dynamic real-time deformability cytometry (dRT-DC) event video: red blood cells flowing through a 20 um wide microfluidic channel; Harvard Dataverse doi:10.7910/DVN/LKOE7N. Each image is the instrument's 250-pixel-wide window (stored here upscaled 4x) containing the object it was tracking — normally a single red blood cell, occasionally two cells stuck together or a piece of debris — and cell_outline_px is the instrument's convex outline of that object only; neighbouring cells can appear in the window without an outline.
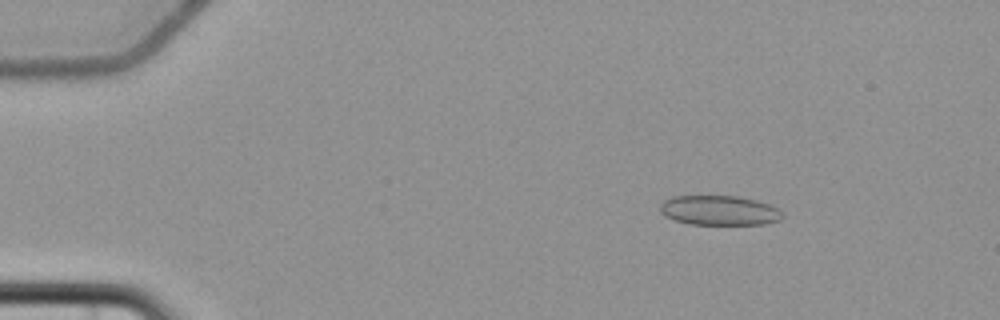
{"species": "common noctule bat (a hibernating species)", "species_latin": "Nyctalus noctula", "temperature_condition": "cold", "stored_images_in_passage": 5, "camera_frame_rate_fps": 3000, "um_per_image_px": 0.085, "animal": {"sex": "female", "body_mass_g": 22.7, "forearm_length_mm": 54.2}, "frame": {"image": 1, "passage_image": 3, "time_ms": 2.333, "image_size_px": [1000, 320], "cell_outline_px": [[784, 216], [780, 220], [764, 224], [692, 224], [676, 220], [664, 216], [660, 212], [660, 204], [664, 200], [672, 196], [736, 196], [756, 200], [768, 204], [784, 212]], "centroid_in_image_um": [61.14, 17.88], "position_along_channel_um": 23.9, "area_um2": 21.15}}
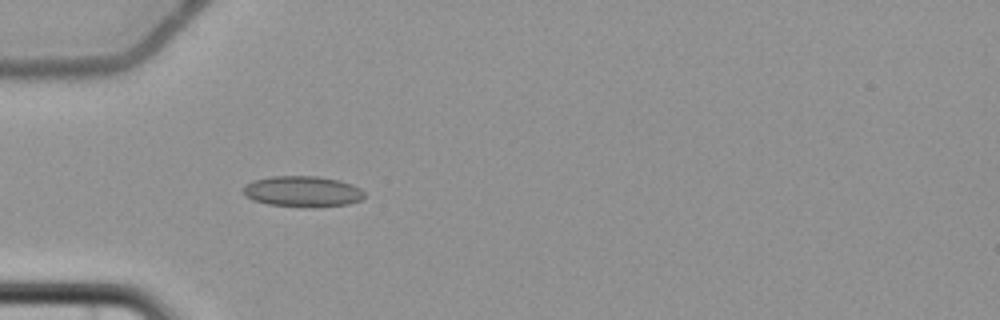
{"frame": {"image": 2, "passage_image": 5, "time_ms": 5.667, "image_size_px": [1000, 320], "cell_outline_px": [[364, 196], [360, 200], [348, 204], [312, 208], [268, 204], [252, 200], [244, 196], [244, 184], [252, 180], [272, 176], [316, 176], [340, 180], [352, 184], [360, 188], [364, 192]], "centroid_in_image_um": [25.7, 16.28], "position_along_channel_um": 59.3, "area_um2": 22.02}}